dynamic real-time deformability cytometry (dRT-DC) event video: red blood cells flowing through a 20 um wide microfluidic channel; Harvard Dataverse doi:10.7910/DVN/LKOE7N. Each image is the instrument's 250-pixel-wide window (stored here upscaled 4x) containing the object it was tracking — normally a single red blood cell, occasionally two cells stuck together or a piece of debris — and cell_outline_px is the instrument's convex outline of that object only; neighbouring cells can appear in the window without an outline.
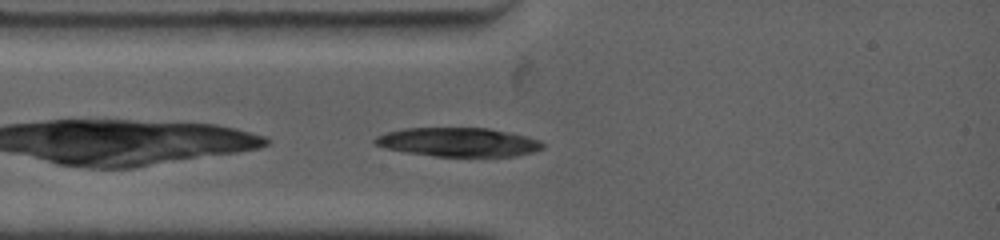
{"species": "common noctule bat (a hibernating species)", "species_latin": "Nyctalus noctula", "temperature_condition": "warm", "stored_images_in_passage": 39, "camera_frame_rate_fps": 4500, "um_per_image_px": 0.085, "animal": {"sex": "female", "body_mass_g": 19.0, "forearm_length_mm": 53.3}, "frame": {"image": 1, "passage_image": 1, "time_ms": 0.0, "image_size_px": [1000, 240], "cell_outline_px": [[544, 148], [532, 152], [512, 156], [436, 156], [408, 152], [384, 148], [376, 144], [372, 140], [376, 136], [388, 132], [404, 128], [488, 128], [508, 132], [540, 140], [544, 144]], "centroid_in_image_um": [38.95, 12.08], "position_along_channel_um": 46.1, "area_um2": 27.98}}
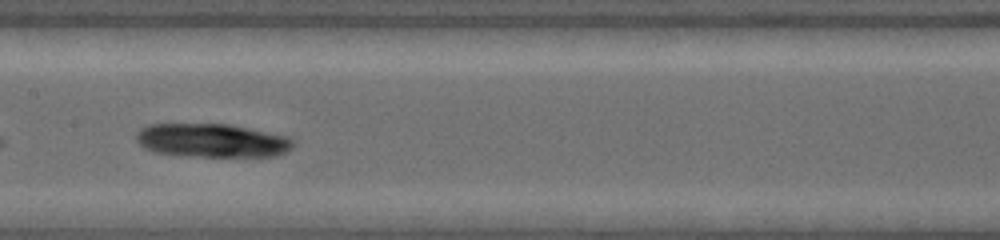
{"frame": {"image": 2, "passage_image": 16, "time_ms": 3.778, "image_size_px": [1000, 240], "cell_outline_px": [[296, 140], [292, 148], [276, 156], [200, 156], [156, 152], [144, 148], [136, 140], [136, 132], [140, 128], [148, 124], [228, 124], [292, 136]], "centroid_in_image_um": [18.07, 11.92], "position_along_channel_um": 189.3, "area_um2": 30.87}}
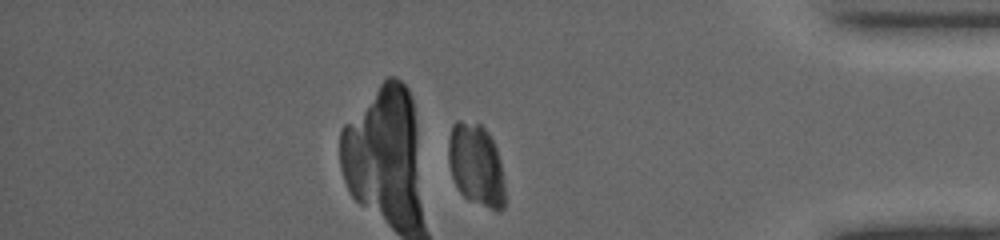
{"frame": {"image": 3, "passage_image": 35, "time_ms": 10.0, "image_size_px": [1000, 240], "cell_outline_px": [[504, 208], [496, 212], [468, 200], [456, 188], [452, 176], [448, 160], [448, 140], [452, 124], [456, 120], [460, 120], [480, 124], [488, 132], [496, 148], [500, 160], [504, 180]], "centroid_in_image_um": [40.46, 14.04], "position_along_channel_um": 394.7, "area_um2": 27.46}}